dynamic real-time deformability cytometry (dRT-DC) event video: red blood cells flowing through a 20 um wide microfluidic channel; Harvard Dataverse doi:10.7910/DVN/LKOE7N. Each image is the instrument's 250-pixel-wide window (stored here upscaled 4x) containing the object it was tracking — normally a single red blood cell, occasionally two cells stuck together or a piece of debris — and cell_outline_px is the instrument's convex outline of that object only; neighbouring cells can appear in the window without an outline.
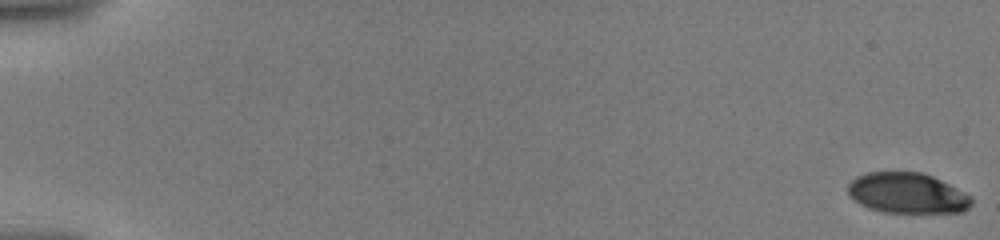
{"species": "human", "species_latin": "Homo sapiens", "temperature_condition": "warm", "stored_images_in_passage": 5, "camera_frame_rate_fps": 3000, "um_per_image_px": 0.085, "donor": {"sex": "male"}, "frame": {"image": 1, "passage_image": 1, "time_ms": 0.0, "image_size_px": [1000, 240], "cell_outline_px": [[972, 204], [964, 212], [884, 212], [868, 208], [860, 204], [848, 196], [848, 184], [856, 176], [868, 172], [920, 172], [932, 176], [972, 196]], "centroid_in_image_um": [77.1, 16.42], "position_along_channel_um": 7.9, "area_um2": 29.13}}